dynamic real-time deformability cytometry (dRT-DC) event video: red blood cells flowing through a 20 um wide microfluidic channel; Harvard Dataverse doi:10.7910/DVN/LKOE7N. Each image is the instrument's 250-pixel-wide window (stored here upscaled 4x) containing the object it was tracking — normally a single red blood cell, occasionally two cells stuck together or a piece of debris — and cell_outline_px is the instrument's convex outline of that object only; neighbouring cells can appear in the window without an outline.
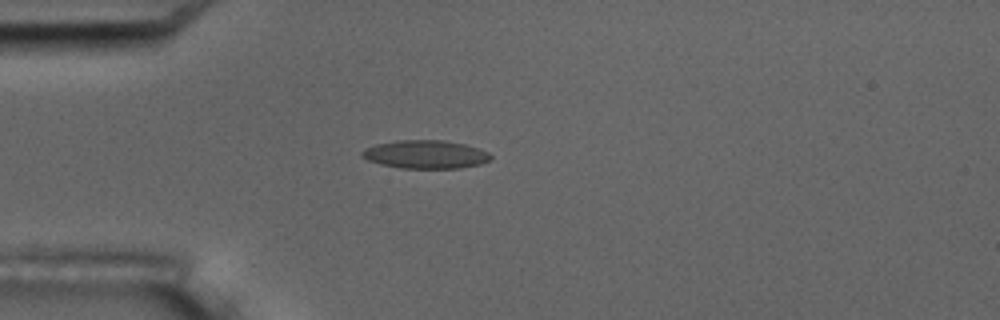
{"species": "common noctule bat (a hibernating species)", "species_latin": "Nyctalus noctula", "temperature_condition": "room temperature", "stored_images_in_passage": 5, "camera_frame_rate_fps": 3000, "um_per_image_px": 0.085, "animal": {"sex": "male", "body_mass_g": 17.5, "forearm_length_mm": 52.3}, "frame": {"image": 1, "passage_image": 4, "time_ms": 4.333, "image_size_px": [1000, 320], "cell_outline_px": [[492, 156], [488, 160], [480, 164], [460, 168], [400, 168], [380, 164], [368, 160], [360, 156], [360, 152], [364, 148], [376, 144], [396, 140], [444, 140], [464, 144], [488, 152]], "centroid_in_image_um": [36.11, 13.12], "position_along_channel_um": 48.9, "area_um2": 21.21}}